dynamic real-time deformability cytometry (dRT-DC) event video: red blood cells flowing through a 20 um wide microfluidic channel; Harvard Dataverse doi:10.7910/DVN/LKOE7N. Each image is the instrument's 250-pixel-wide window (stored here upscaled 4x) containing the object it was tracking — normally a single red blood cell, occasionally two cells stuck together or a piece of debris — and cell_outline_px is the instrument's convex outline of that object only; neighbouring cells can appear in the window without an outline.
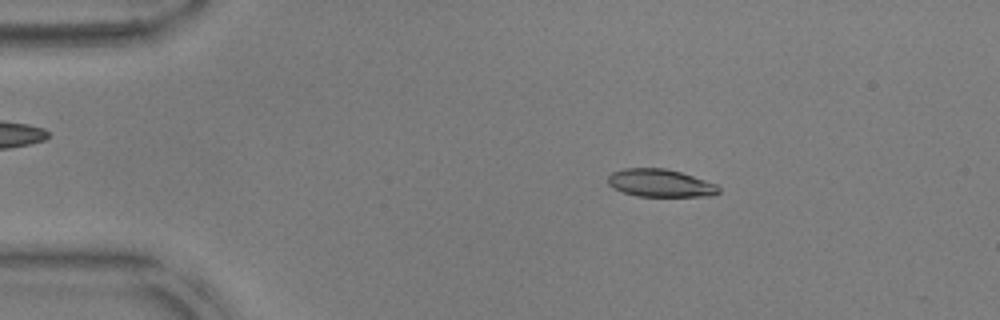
{"species": "common noctule bat (a hibernating species)", "species_latin": "Nyctalus noctula", "temperature_condition": "warm", "stored_images_in_passage": 45, "camera_frame_rate_fps": 3000, "um_per_image_px": 0.085, "animal": {"sex": "male", "body_mass_g": 17.9, "forearm_length_mm": 54.2}, "frame": {"image": 1, "passage_image": 2, "time_ms": 0.333, "image_size_px": [1000, 320], "cell_outline_px": [[720, 192], [712, 196], [636, 196], [612, 188], [608, 184], [608, 176], [612, 172], [624, 168], [664, 168], [680, 172], [716, 184], [720, 188]], "centroid_in_image_um": [56.1, 15.56], "position_along_channel_um": 28.9, "area_um2": 17.86}}
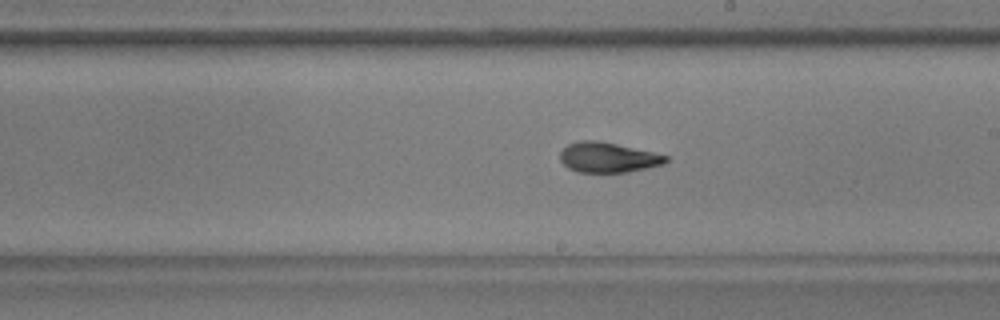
{"frame": {"image": 2, "passage_image": 23, "time_ms": 7.333, "image_size_px": [1000, 320], "cell_outline_px": [[668, 160], [664, 164], [628, 172], [576, 172], [568, 168], [560, 160], [560, 152], [568, 144], [576, 140], [596, 140], [616, 144], [652, 152], [668, 156]], "centroid_in_image_um": [51.64, 13.38], "position_along_channel_um": 237.4, "area_um2": 18.5}}
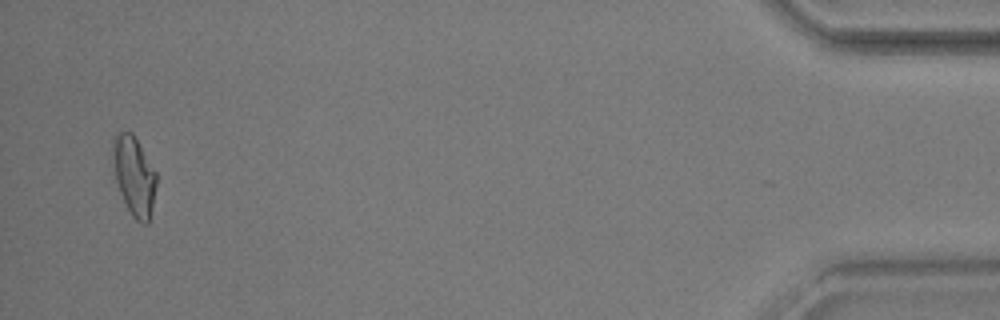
{"frame": {"image": 3, "passage_image": 44, "time_ms": 14.333, "image_size_px": [1000, 320], "cell_outline_px": [[156, 188], [148, 224], [144, 224], [136, 220], [132, 216], [120, 192], [116, 180], [112, 156], [112, 140], [116, 132], [132, 132], [156, 172]], "centroid_in_image_um": [11.39, 14.93], "position_along_channel_um": 423.8, "area_um2": 19.88}, "authors_computed_cell_mechanics": {"area_um2": 19.074, "velocity_mm_per_s": 3.81, "shape_relaxation_time_tau1_ms": 7.6866, "shape_relaxation_time_tau2_ms": 2.0809, "deformation_change_tau1": 0.2158, "deformation_change_tau2": 0.0881}}